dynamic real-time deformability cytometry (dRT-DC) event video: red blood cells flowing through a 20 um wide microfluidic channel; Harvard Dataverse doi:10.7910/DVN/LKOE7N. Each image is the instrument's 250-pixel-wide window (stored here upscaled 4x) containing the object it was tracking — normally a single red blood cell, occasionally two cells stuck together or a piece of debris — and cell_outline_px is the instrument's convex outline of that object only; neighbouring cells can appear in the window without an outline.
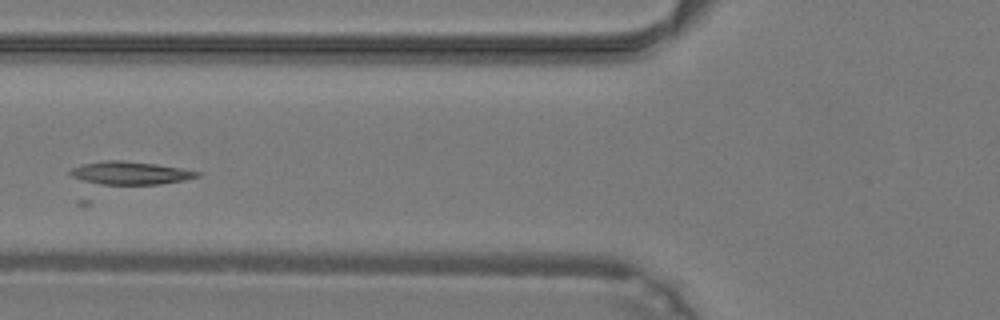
{"species": "common noctule bat (a hibernating species)", "species_latin": "Nyctalus noctula", "temperature_condition": "warm", "stored_images_in_passage": 30, "camera_frame_rate_fps": 3000, "um_per_image_px": 0.085, "animal": {"sex": "male", "body_mass_g": 19.2, "forearm_length_mm": 51.8}, "frame": {"image": 1, "passage_image": 16, "time_ms": 5.0, "image_size_px": [1000, 320], "cell_outline_px": [[200, 176], [184, 180], [160, 184], [104, 184], [84, 180], [72, 176], [68, 172], [72, 168], [80, 164], [100, 160], [124, 160], [156, 164], [180, 168], [200, 172]], "centroid_in_image_um": [11.06, 14.68], "position_along_channel_um": 114.7, "area_um2": 16.88}}
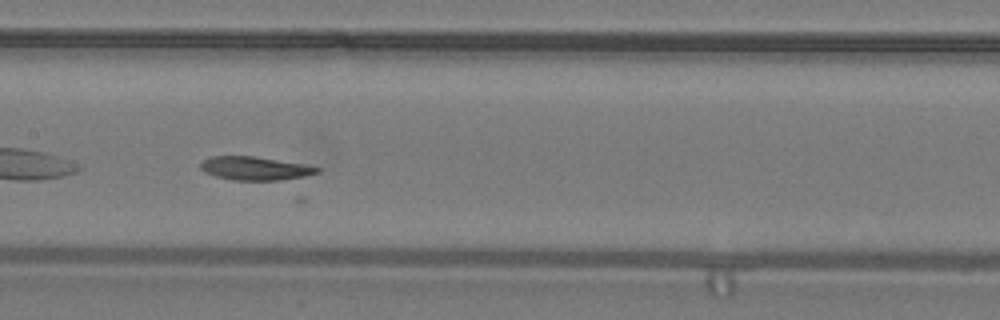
{"frame": {"image": 2, "passage_image": 21, "time_ms": 6.667, "image_size_px": [1000, 320], "cell_outline_px": [[320, 172], [296, 180], [232, 180], [216, 176], [204, 172], [200, 168], [200, 164], [204, 160], [212, 156], [256, 156], [304, 164], [320, 168]], "centroid_in_image_um": [21.75, 14.32], "position_along_channel_um": 185.7, "area_um2": 16.24}}
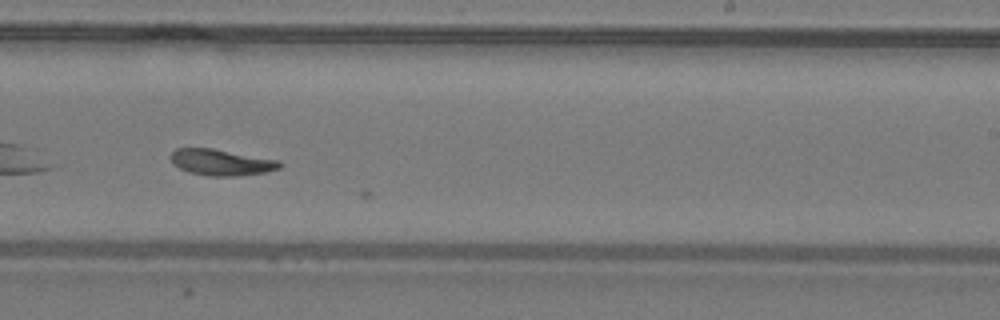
{"frame": {"image": 3, "passage_image": 27, "time_ms": 8.667, "image_size_px": [1000, 320], "cell_outline_px": [[280, 168], [264, 172], [236, 176], [208, 176], [188, 172], [172, 164], [168, 156], [176, 148], [212, 148], [280, 160]], "centroid_in_image_um": [18.75, 13.79], "position_along_channel_um": 270.2, "area_um2": 16.7}}